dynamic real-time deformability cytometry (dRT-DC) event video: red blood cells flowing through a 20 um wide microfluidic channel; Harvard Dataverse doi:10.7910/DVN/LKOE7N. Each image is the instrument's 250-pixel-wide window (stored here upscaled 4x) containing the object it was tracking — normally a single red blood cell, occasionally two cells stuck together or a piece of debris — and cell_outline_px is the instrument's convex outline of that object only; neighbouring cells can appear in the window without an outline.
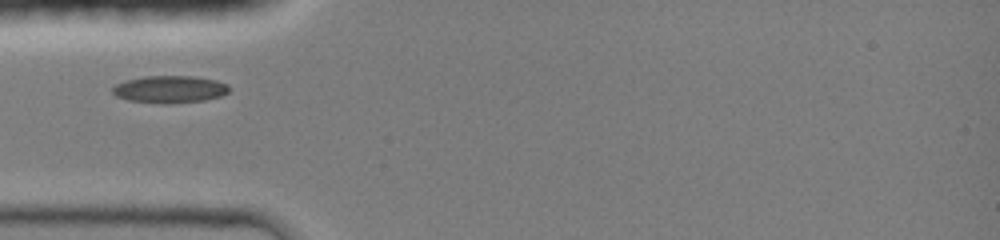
{"species": "common noctule bat (a hibernating species)", "species_latin": "Nyctalus noctula", "temperature_condition": "room temperature", "stored_images_in_passage": 27, "camera_frame_rate_fps": 3000, "um_per_image_px": 0.085, "animal": {"sex": "female", "body_mass_g": 19.0, "forearm_length_mm": 51.5}, "frame": {"image": 1, "passage_image": 1, "time_ms": 0.0, "image_size_px": [1000, 240], "cell_outline_px": [[228, 92], [220, 96], [204, 100], [164, 104], [128, 100], [116, 96], [112, 92], [112, 88], [116, 84], [124, 80], [144, 76], [196, 76], [216, 80], [228, 84]], "centroid_in_image_um": [14.41, 7.58], "position_along_channel_um": 70.6, "area_um2": 18.55}}
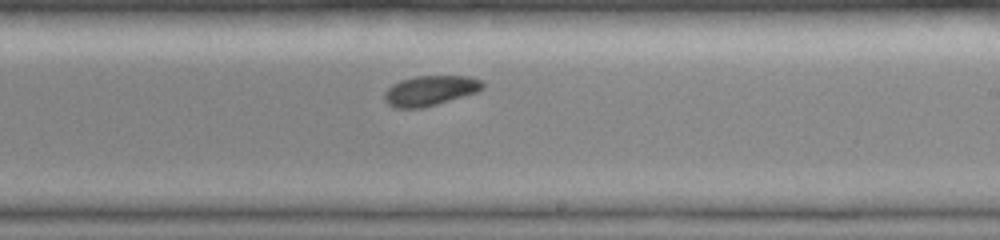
{"frame": {"image": 2, "passage_image": 14, "time_ms": 4.333, "image_size_px": [1000, 240], "cell_outline_px": [[484, 88], [476, 92], [436, 104], [420, 108], [396, 108], [388, 104], [384, 100], [384, 92], [392, 84], [400, 80], [416, 76], [468, 76], [480, 80], [484, 84]], "centroid_in_image_um": [36.53, 7.69], "position_along_channel_um": 252.5, "area_um2": 17.05}}
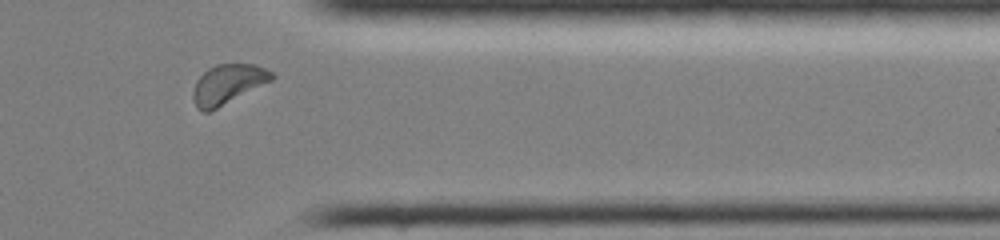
{"frame": {"image": 3, "passage_image": 24, "time_ms": 7.667, "image_size_px": [1000, 240], "cell_outline_px": [[276, 76], [272, 80], [208, 112], [200, 112], [196, 108], [192, 100], [192, 92], [196, 80], [208, 68], [216, 64], [256, 64], [272, 72]], "centroid_in_image_um": [19.32, 7.15], "position_along_channel_um": 392.1, "area_um2": 18.09}}